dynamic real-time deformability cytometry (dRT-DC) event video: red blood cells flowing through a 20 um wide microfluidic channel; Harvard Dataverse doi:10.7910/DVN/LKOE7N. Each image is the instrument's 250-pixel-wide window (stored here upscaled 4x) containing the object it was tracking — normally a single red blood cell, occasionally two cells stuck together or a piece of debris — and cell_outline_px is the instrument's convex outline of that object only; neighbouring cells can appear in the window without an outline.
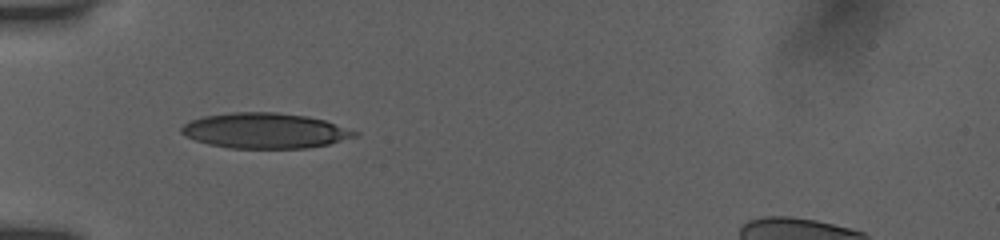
{"species": "human", "species_latin": "Homo sapiens", "temperature_condition": "room temperature", "stored_images_in_passage": 36, "camera_frame_rate_fps": 3000, "um_per_image_px": 0.085, "donor": {"sex": "female"}, "frame": {"image": 1, "passage_image": 1, "time_ms": 0.0, "image_size_px": [1000, 240], "cell_outline_px": [[360, 132], [356, 136], [328, 144], [308, 148], [228, 148], [208, 144], [184, 136], [180, 132], [180, 128], [184, 124], [192, 120], [204, 116], [232, 112], [276, 112], [308, 116], [324, 120]], "centroid_in_image_um": [22.51, 11.11], "position_along_channel_um": 62.5, "area_um2": 35.72}}
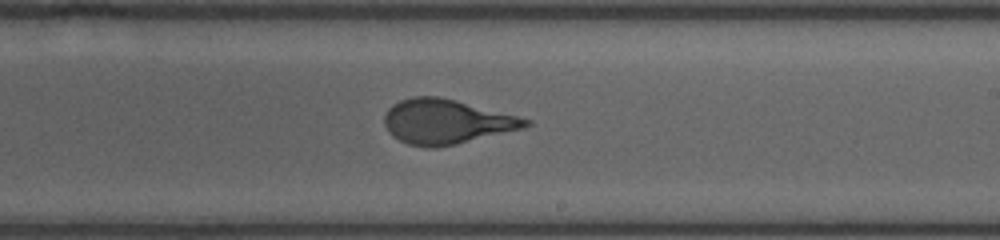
{"frame": {"image": 2, "passage_image": 16, "time_ms": 5.0, "image_size_px": [1000, 240], "cell_outline_px": [[532, 124], [520, 128], [436, 148], [428, 148], [408, 144], [392, 136], [388, 132], [384, 124], [384, 116], [388, 108], [392, 104], [400, 100], [412, 96], [436, 96], [456, 100], [532, 120]], "centroid_in_image_um": [37.85, 10.32], "position_along_channel_um": 251.1, "area_um2": 36.18}}
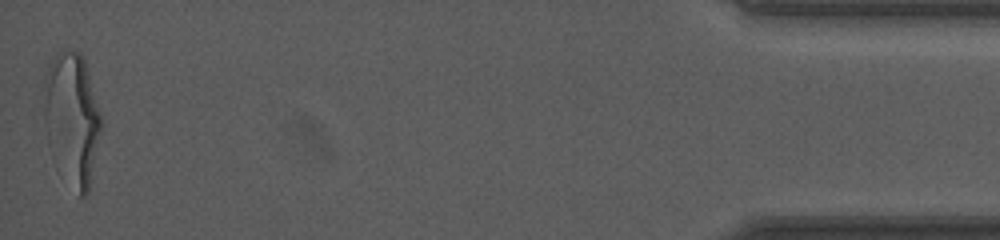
{"frame": {"image": 3, "passage_image": 36, "time_ms": 11.667, "image_size_px": [1000, 240], "cell_outline_px": [[100, 132], [88, 192], [84, 196], [80, 196], [44, 120], [44, 76], [48, 64], [56, 52], [60, 48], [80, 52], [84, 60], [100, 112]], "centroid_in_image_um": [6.16, 9.76], "position_along_channel_um": 429.0, "area_um2": 40.81}, "authors_computed_cell_mechanics": {"area_um2": 36.5585, "velocity_mm_per_s": 3.8949, "shape_relaxation_time_tau1_ms": 4.9834, "shape_relaxation_time_tau2_ms": null, "deformation_change_tau1": 0.2225, "deformation_change_tau2": null}}